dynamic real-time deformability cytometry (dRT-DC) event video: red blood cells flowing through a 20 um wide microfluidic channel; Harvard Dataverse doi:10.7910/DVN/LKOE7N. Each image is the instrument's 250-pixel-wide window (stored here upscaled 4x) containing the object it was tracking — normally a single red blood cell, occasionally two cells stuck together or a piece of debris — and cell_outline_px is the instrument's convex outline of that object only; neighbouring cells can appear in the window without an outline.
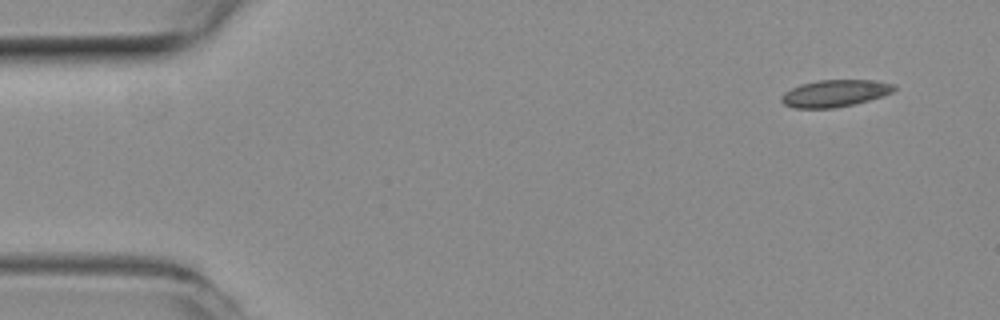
{"species": "common noctule bat (a hibernating species)", "species_latin": "Nyctalus noctula", "temperature_condition": "room temperature", "stored_images_in_passage": 11, "camera_frame_rate_fps": 3000, "um_per_image_px": 0.085, "animal": {"sex": "female", "body_mass_g": 19.3, "forearm_length_mm": 54.1}, "frame": {"image": 1, "passage_image": 1, "time_ms": 0.0, "image_size_px": [1000, 320], "cell_outline_px": [[896, 88], [892, 92], [884, 96], [852, 104], [832, 108], [792, 108], [784, 104], [780, 100], [780, 96], [784, 92], [800, 84], [816, 80], [876, 80], [896, 84]], "centroid_in_image_um": [70.96, 7.92], "position_along_channel_um": 14.0, "area_um2": 17.86}}